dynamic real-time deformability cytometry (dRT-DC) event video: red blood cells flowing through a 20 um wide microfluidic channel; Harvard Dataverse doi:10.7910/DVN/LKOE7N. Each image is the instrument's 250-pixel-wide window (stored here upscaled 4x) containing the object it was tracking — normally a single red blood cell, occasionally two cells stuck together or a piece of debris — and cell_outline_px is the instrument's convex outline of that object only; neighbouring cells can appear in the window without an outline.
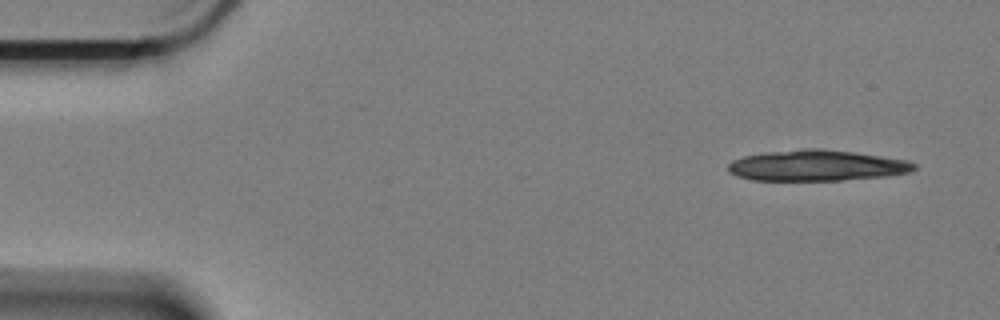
{"species": "Egyptian fruit bat (a non-hibernating species)", "species_latin": "Rousettus aegyptiacus", "temperature_condition": "cold", "stored_images_in_passage": 56, "camera_frame_rate_fps": 3000, "um_per_image_px": 0.085, "animal": {"sex": "female"}, "frame": {"image": 1, "passage_image": 1, "time_ms": 0.0, "image_size_px": [1000, 320], "cell_outline_px": [[916, 168], [908, 172], [884, 176], [840, 180], [752, 180], [736, 176], [728, 172], [728, 164], [732, 160], [744, 156], [764, 152], [804, 148], [820, 148], [856, 152], [908, 160], [916, 164]], "centroid_in_image_um": [69.38, 14.06], "position_along_channel_um": 15.6, "area_um2": 33.58}}
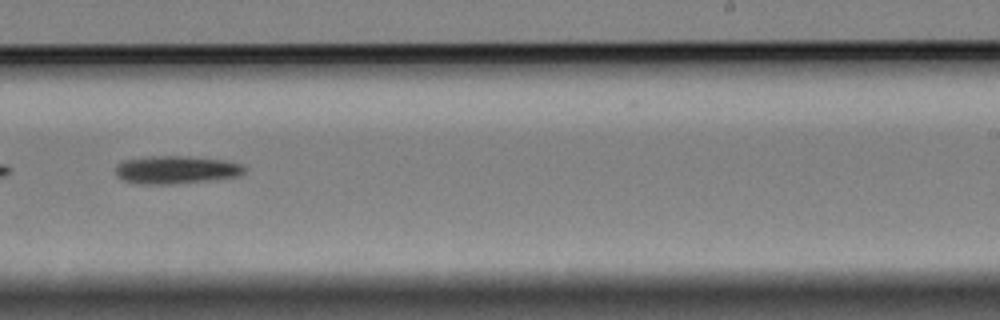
{"frame": {"image": 2, "passage_image": 34, "time_ms": 11.0, "image_size_px": [1000, 320], "cell_outline_px": [[244, 172], [240, 176], [216, 180], [176, 184], [140, 184], [124, 180], [116, 176], [116, 164], [124, 160], [152, 156], [188, 156], [224, 160], [240, 164], [244, 168]], "centroid_in_image_um": [14.97, 14.44], "position_along_channel_um": 274.0, "area_um2": 21.15}}
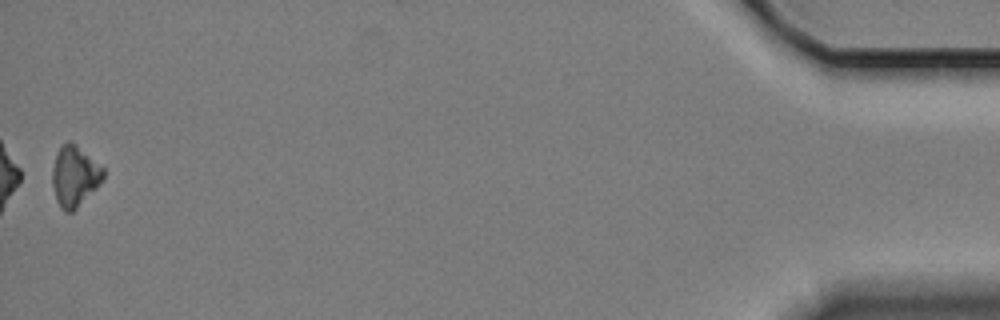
{"frame": {"image": 3, "passage_image": 56, "time_ms": 18.333, "image_size_px": [1000, 320], "cell_outline_px": [[104, 176], [96, 188], [72, 212], [64, 212], [60, 208], [56, 200], [52, 184], [52, 168], [56, 156], [60, 148], [64, 144], [72, 144], [104, 168]], "centroid_in_image_um": [6.32, 15.05], "position_along_channel_um": 428.9, "area_um2": 17.28}, "authors_computed_cell_mechanics": {"area_um2": 20.7213, "velocity_mm_per_s": 3.3384, "shape_relaxation_time_tau1_ms": 2.0371, "shape_relaxation_time_tau2_ms": null, "deformation_change_tau1": 0.1181, "deformation_change_tau2": null}}